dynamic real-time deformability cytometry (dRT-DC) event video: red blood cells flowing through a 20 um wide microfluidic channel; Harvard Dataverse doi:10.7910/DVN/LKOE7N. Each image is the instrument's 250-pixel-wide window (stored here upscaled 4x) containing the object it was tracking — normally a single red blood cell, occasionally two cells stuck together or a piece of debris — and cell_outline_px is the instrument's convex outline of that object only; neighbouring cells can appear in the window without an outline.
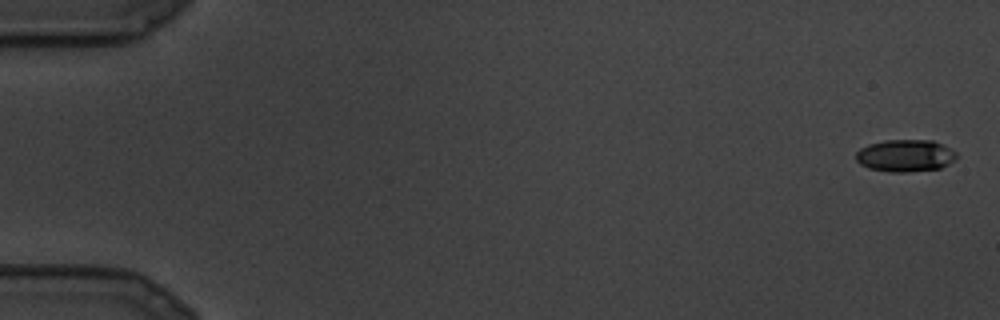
{"species": "common noctule bat (a hibernating species)", "species_latin": "Nyctalus noctula", "temperature_condition": "cold", "stored_images_in_passage": 12, "camera_frame_rate_fps": 3000, "um_per_image_px": 0.085, "animal": {"sex": "male", "body_mass_g": 19.5, "forearm_length_mm": 54.6}, "frame": {"image": 1, "passage_image": 1, "time_ms": 0.0, "image_size_px": [1000, 320], "cell_outline_px": [[956, 156], [948, 164], [940, 168], [908, 172], [888, 172], [868, 168], [860, 164], [856, 160], [856, 152], [860, 148], [868, 144], [884, 140], [932, 140], [956, 152]], "centroid_in_image_um": [76.89, 13.23], "position_along_channel_um": 8.1, "area_um2": 18.79}}
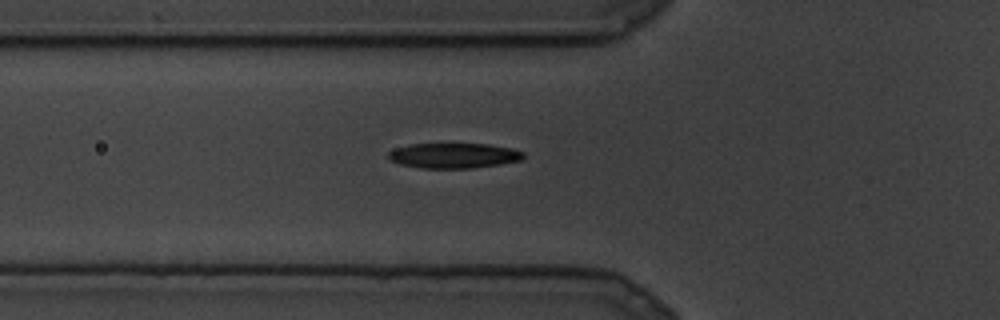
{"frame": {"image": 2, "passage_image": 10, "time_ms": 3.0, "image_size_px": [1000, 320], "cell_outline_px": [[524, 160], [500, 164], [472, 168], [420, 168], [400, 164], [388, 160], [388, 152], [396, 148], [408, 144], [488, 144], [512, 148], [524, 152]], "centroid_in_image_um": [38.57, 13.23], "position_along_channel_um": 87.2, "area_um2": 19.94}}
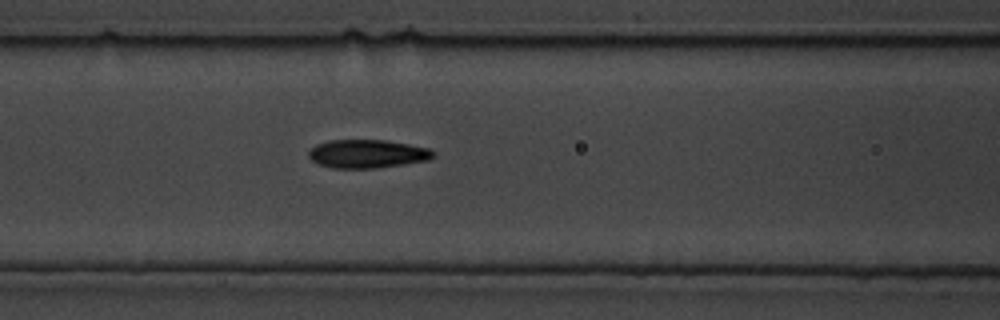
{"frame": {"image": 3, "passage_image": 12, "time_ms": 3.667, "image_size_px": [1000, 320], "cell_outline_px": [[436, 156], [428, 160], [404, 164], [376, 168], [332, 168], [316, 164], [308, 156], [308, 152], [316, 144], [328, 140], [384, 140], [408, 144], [428, 148], [436, 152]], "centroid_in_image_um": [31.21, 13.08], "position_along_channel_um": 135.4, "area_um2": 20.75}}